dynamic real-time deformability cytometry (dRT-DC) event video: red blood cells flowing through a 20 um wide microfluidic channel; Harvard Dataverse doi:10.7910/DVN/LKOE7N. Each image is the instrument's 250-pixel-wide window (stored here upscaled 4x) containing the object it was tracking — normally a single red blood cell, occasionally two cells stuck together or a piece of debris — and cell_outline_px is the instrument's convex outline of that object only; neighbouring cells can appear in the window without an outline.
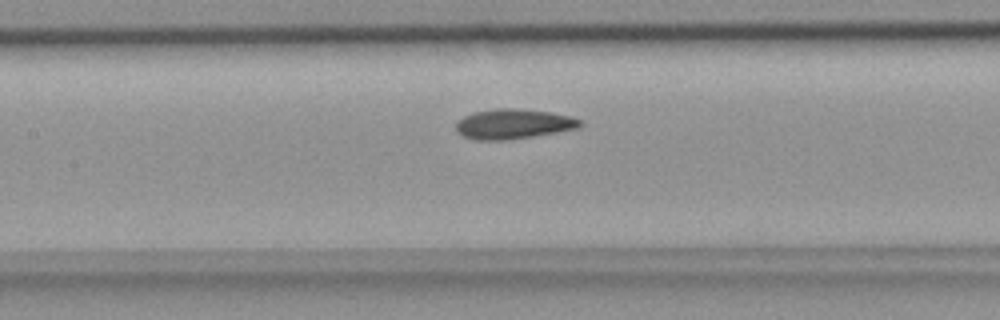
{"species": "common noctule bat (a hibernating species)", "species_latin": "Nyctalus noctula", "temperature_condition": "room temperature", "stored_images_in_passage": 46, "camera_frame_rate_fps": 3000, "um_per_image_px": 0.085, "animal": {"sex": "female", "body_mass_g": 18.4}, "frame": {"image": 1, "passage_image": 17, "time_ms": 5.333, "image_size_px": [1000, 320], "cell_outline_px": [[584, 124], [580, 128], [508, 140], [476, 140], [464, 136], [456, 132], [456, 120], [472, 112], [496, 108], [516, 108], [552, 112], [572, 116], [584, 120]], "centroid_in_image_um": [43.66, 10.52], "position_along_channel_um": 163.7, "area_um2": 22.02}}
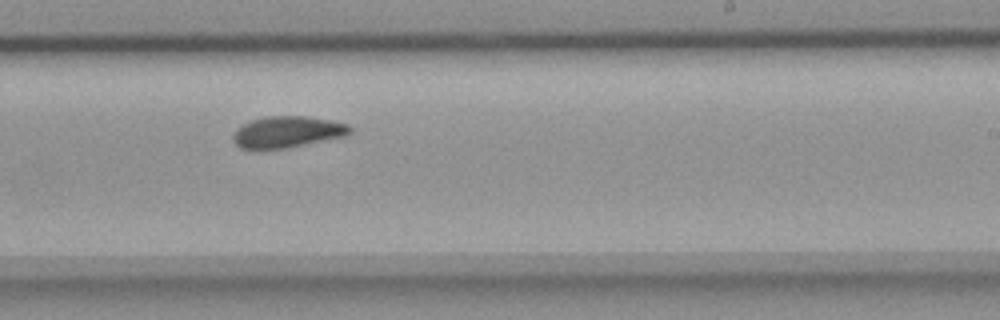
{"frame": {"image": 2, "passage_image": 25, "time_ms": 8.0, "image_size_px": [1000, 320], "cell_outline_px": [[352, 132], [344, 136], [288, 148], [240, 148], [232, 140], [232, 136], [236, 128], [252, 120], [268, 116], [308, 116], [348, 124], [352, 128]], "centroid_in_image_um": [24.42, 11.21], "position_along_channel_um": 264.6, "area_um2": 21.21}}
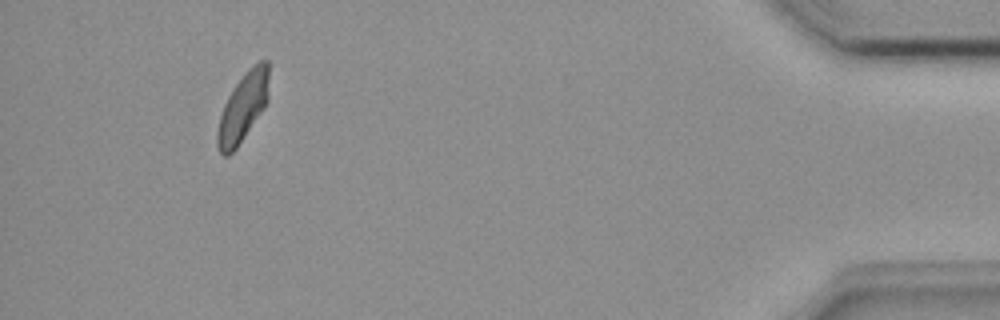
{"frame": {"image": 3, "passage_image": 42, "time_ms": 13.667, "image_size_px": [1000, 320], "cell_outline_px": [[268, 100], [264, 108], [236, 148], [228, 156], [224, 156], [220, 152], [216, 144], [216, 132], [220, 116], [224, 104], [228, 96], [236, 84], [248, 68], [260, 60], [268, 60]], "centroid_in_image_um": [20.64, 9.12], "position_along_channel_um": 414.6, "area_um2": 20.46}, "authors_computed_cell_mechanics": {"area_um2": 21.386, "velocity_mm_per_s": 3.7942, "shape_relaxation_time_tau1_ms": 4.3493, "shape_relaxation_time_tau2_ms": 1.5392, "deformation_change_tau1": 0.1279, "deformation_change_tau2": 0.0601}}